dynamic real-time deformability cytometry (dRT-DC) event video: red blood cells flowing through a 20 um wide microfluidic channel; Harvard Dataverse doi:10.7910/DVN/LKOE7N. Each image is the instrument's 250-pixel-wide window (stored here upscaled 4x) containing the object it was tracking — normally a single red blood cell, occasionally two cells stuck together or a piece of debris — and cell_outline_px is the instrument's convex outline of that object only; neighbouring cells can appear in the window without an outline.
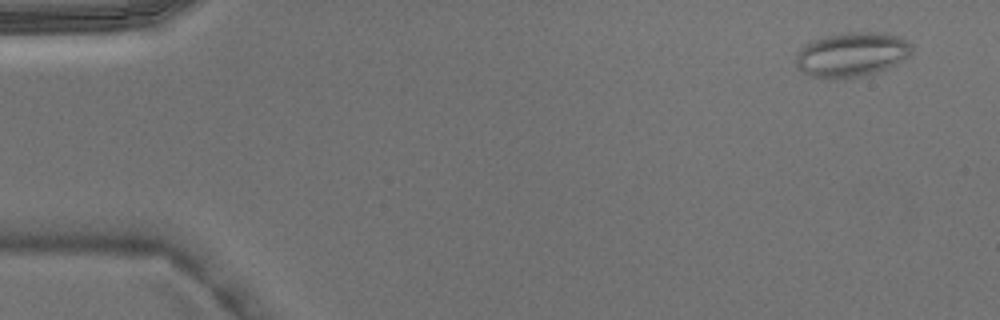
{"species": "Egyptian fruit bat (a non-hibernating species)", "species_latin": "Rousettus aegyptiacus", "temperature_condition": "warm", "stored_images_in_passage": 4, "camera_frame_rate_fps": 3000, "um_per_image_px": 0.085, "animal": {"sex": "male"}, "frame": {"image": 1, "passage_image": 1, "time_ms": 0.0, "image_size_px": [1000, 320], "cell_outline_px": [[912, 56], [896, 64], [872, 72], [844, 80], [824, 80], [808, 76], [800, 72], [796, 64], [796, 56], [800, 48], [804, 44], [812, 40], [844, 32], [880, 32], [896, 36], [908, 40], [912, 44]], "centroid_in_image_um": [72.36, 4.65], "position_along_channel_um": 12.6, "area_um2": 30.58}}